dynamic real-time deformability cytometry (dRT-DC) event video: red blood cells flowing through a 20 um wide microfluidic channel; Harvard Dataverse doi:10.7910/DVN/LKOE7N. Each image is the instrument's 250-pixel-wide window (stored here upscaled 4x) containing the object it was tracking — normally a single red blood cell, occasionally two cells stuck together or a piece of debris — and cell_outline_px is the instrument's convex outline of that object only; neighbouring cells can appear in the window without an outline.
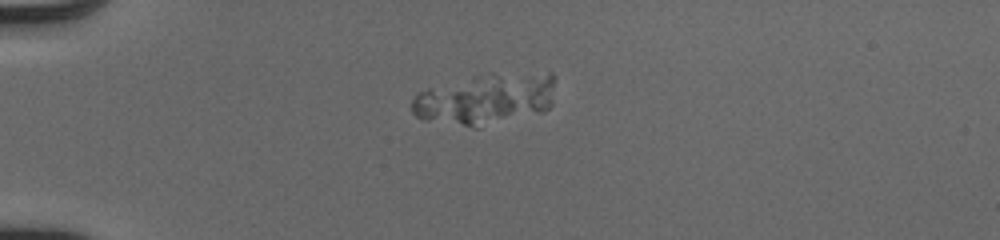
{"species": "human", "species_latin": "Homo sapiens", "temperature_condition": "cold", "stored_images_in_passage": 9, "camera_frame_rate_fps": 3000, "um_per_image_px": 0.085, "donor": {"sex": "male"}, "frame": {"image": 1, "passage_image": 9, "time_ms": 2.667, "image_size_px": [1000, 240], "cell_outline_px": [[556, 76], [552, 104], [544, 112], [480, 128], [472, 128], [424, 120], [416, 116], [412, 112], [412, 100], [420, 92], [428, 88], [472, 76], [488, 72], [552, 72]], "centroid_in_image_um": [41.35, 8.4], "position_along_channel_um": 43.6, "area_um2": 44.04}}